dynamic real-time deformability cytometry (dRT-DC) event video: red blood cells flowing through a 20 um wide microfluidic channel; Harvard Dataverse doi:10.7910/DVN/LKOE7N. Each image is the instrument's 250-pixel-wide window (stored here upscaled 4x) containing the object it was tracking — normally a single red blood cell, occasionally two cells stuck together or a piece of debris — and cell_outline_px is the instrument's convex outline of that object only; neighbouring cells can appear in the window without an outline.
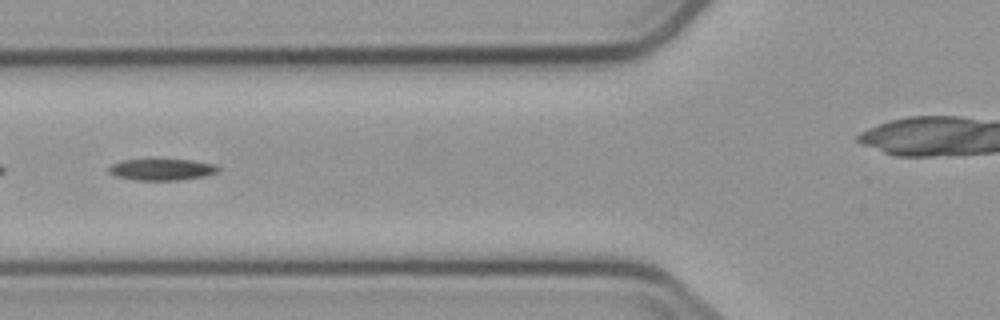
{"species": "common noctule bat (a hibernating species)", "species_latin": "Nyctalus noctula", "temperature_condition": "cold", "stored_images_in_passage": 8, "segment_of_instrument_passage": [2, 2], "camera_frame_rate_fps": 3000, "um_per_image_px": 0.085, "animal": {"sex": "male", "body_mass_g": 23.1, "forearm_length_mm": 52.7}, "frame": {"image": 1, "passage_image": 5, "time_ms": 5.667, "image_size_px": [1000, 320], "cell_outline_px": [[220, 168], [216, 172], [204, 176], [180, 180], [132, 180], [116, 176], [108, 172], [108, 168], [112, 164], [124, 160], [192, 160], [216, 164]], "centroid_in_image_um": [13.75, 14.42], "position_along_channel_um": 112.0, "area_um2": 13.58}}
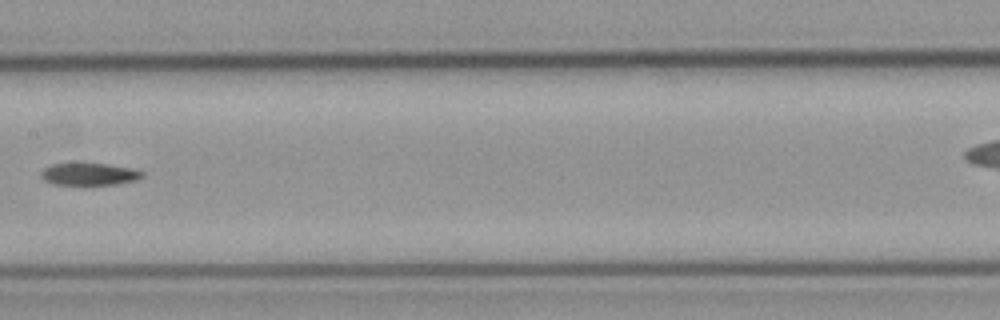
{"frame": {"image": 2, "passage_image": 7, "time_ms": 8.0, "image_size_px": [1000, 320], "cell_outline_px": [[144, 176], [136, 180], [120, 184], [52, 184], [44, 180], [40, 176], [40, 172], [44, 168], [52, 164], [104, 164], [132, 168], [144, 172]], "centroid_in_image_um": [7.59, 14.81], "position_along_channel_um": 199.8, "area_um2": 12.95}}
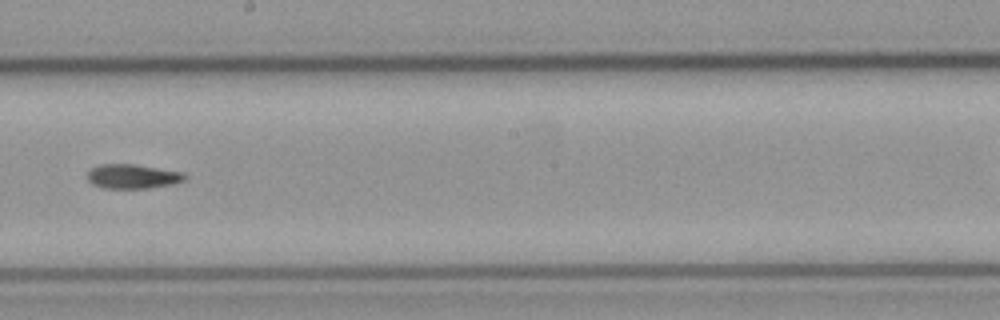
{"frame": {"image": 3, "passage_image": 8, "time_ms": 9.0, "image_size_px": [1000, 320], "cell_outline_px": [[188, 176], [184, 180], [172, 184], [148, 188], [104, 188], [92, 184], [88, 180], [88, 172], [92, 168], [100, 164], [132, 164], [184, 172]], "centroid_in_image_um": [11.28, 14.99], "position_along_channel_um": 236.9, "area_um2": 13.76}}